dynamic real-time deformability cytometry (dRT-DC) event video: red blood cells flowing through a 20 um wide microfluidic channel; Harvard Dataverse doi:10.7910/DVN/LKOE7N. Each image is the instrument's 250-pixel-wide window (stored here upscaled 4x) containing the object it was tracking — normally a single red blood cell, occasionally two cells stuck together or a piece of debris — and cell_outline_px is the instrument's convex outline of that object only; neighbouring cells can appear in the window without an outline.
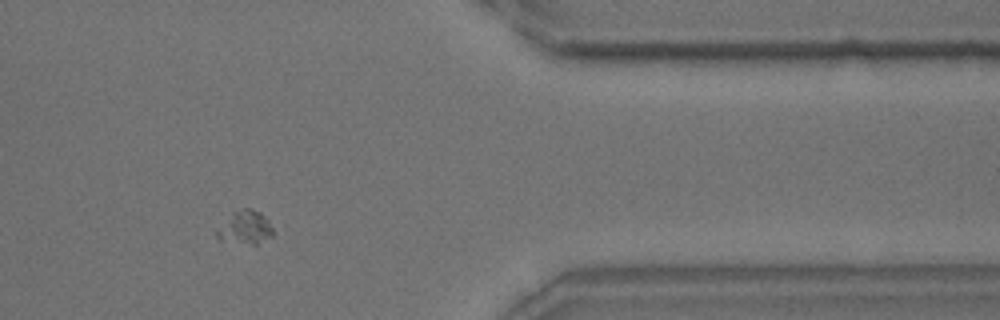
{"species": "common noctule bat (a hibernating species)", "species_latin": "Nyctalus noctula", "temperature_condition": "room temperature", "stored_images_in_passage": 53, "camera_frame_rate_fps": 3000, "um_per_image_px": 0.085, "animal": {"sex": "male", "body_mass_g": 18.8}, "frame": {"image": 1, "passage_image": 42, "time_ms": 13.667, "image_size_px": [1000, 320], "cell_outline_px": [[272, 236], [256, 244], [252, 244], [220, 240], [216, 236], [216, 228], [232, 212], [244, 208], [248, 208], [260, 212], [268, 220], [272, 228]], "centroid_in_image_um": [20.8, 19.33], "position_along_channel_um": 390.6, "area_um2": 10.81}}